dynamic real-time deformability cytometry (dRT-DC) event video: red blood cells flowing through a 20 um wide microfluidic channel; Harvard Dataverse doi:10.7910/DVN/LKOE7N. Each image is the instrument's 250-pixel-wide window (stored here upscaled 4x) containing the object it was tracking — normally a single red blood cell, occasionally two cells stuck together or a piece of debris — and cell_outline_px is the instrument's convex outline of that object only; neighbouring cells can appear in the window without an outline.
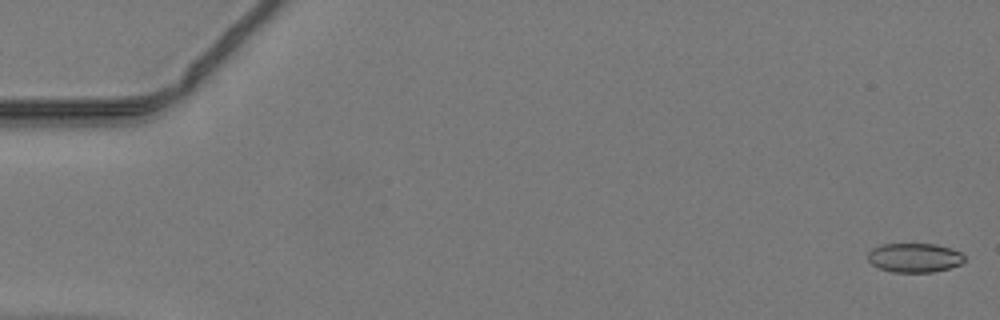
{"species": "common noctule bat (a hibernating species)", "species_latin": "Nyctalus noctula", "temperature_condition": "warm", "stored_images_in_passage": 40, "camera_frame_rate_fps": 3000, "um_per_image_px": 0.085, "animal": {"sex": "male", "body_mass_g": 19.2, "forearm_length_mm": 51.8}, "frame": {"image": 1, "passage_image": 1, "time_ms": 0.0, "image_size_px": [1000, 320], "cell_outline_px": [[964, 260], [960, 264], [948, 268], [932, 272], [892, 272], [880, 268], [872, 264], [868, 260], [868, 252], [872, 248], [880, 244], [936, 244], [952, 248], [960, 252], [964, 256]], "centroid_in_image_um": [77.71, 21.89], "position_along_channel_um": 7.3, "area_um2": 16.42}}
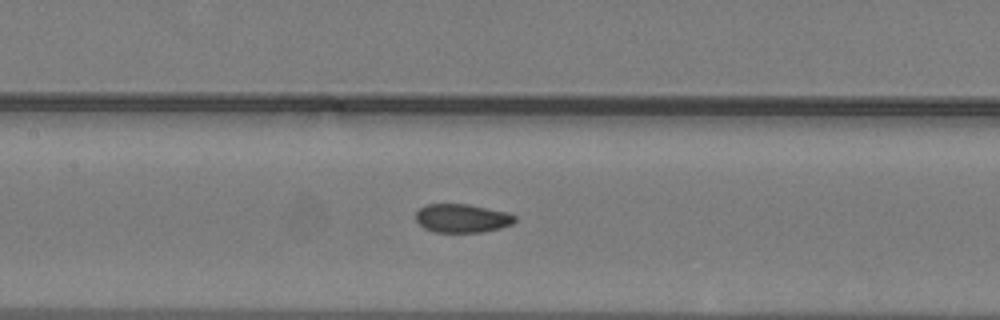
{"frame": {"image": 2, "passage_image": 23, "time_ms": 7.333, "image_size_px": [1000, 320], "cell_outline_px": [[516, 220], [512, 224], [500, 228], [480, 232], [436, 232], [424, 228], [416, 220], [416, 212], [424, 204], [468, 204], [508, 212], [516, 216]], "centroid_in_image_um": [39.28, 18.54], "position_along_channel_um": 168.1, "area_um2": 16.53}}
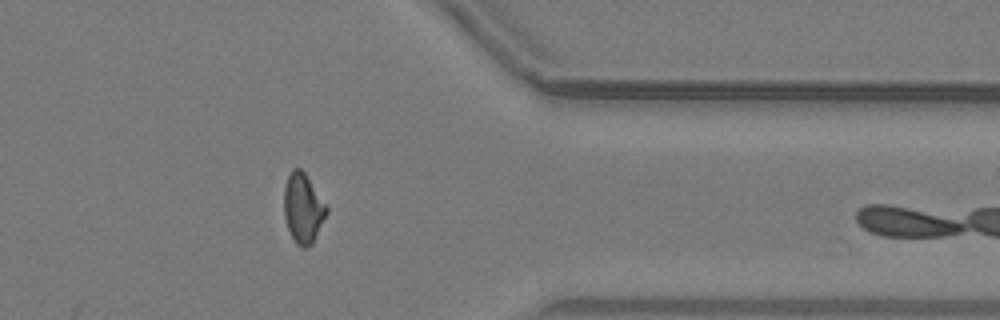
{"frame": {"image": 3, "passage_image": 39, "time_ms": 12.667, "image_size_px": [1000, 320], "cell_outline_px": [[328, 212], [312, 244], [304, 248], [296, 244], [288, 228], [284, 216], [284, 184], [292, 168], [300, 168], [304, 172], [328, 208]], "centroid_in_image_um": [25.75, 17.7], "position_along_channel_um": 385.7, "area_um2": 17.11}}